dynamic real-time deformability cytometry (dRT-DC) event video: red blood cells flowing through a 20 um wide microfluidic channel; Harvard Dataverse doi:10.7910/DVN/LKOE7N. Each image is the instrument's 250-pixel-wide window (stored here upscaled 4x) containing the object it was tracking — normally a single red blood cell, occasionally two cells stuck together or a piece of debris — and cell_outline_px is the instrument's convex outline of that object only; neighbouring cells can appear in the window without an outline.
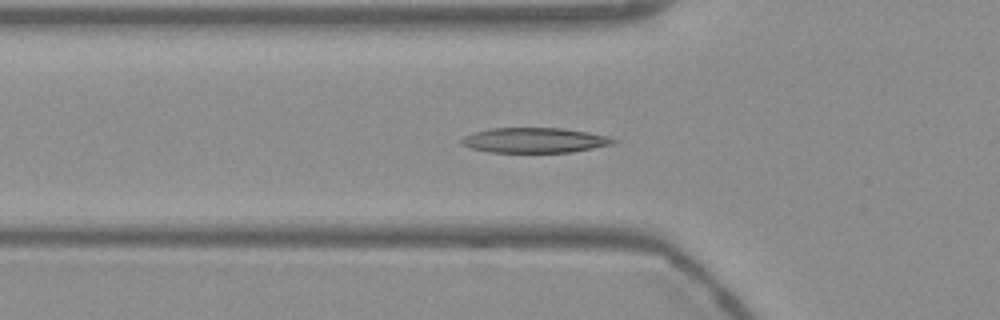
{"species": "Egyptian fruit bat (a non-hibernating species)", "species_latin": "Rousettus aegyptiacus", "temperature_condition": "warm", "stored_images_in_passage": 43, "camera_frame_rate_fps": 3000, "um_per_image_px": 0.085, "frame": {"image": 1, "passage_image": 12, "time_ms": 3.667, "image_size_px": [1000, 320], "cell_outline_px": [[620, 140], [616, 144], [572, 152], [492, 152], [472, 148], [460, 144], [460, 140], [464, 136], [472, 132], [492, 128], [564, 128], [588, 132], [608, 136]], "centroid_in_image_um": [45.49, 11.92], "position_along_channel_um": 80.3, "area_um2": 22.37}}
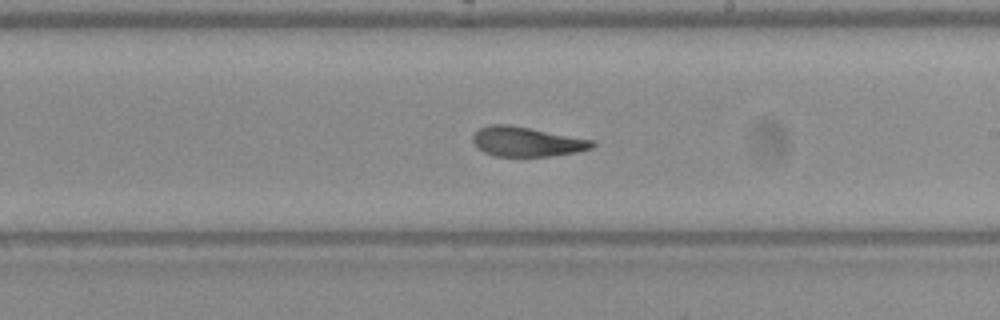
{"frame": {"image": 2, "passage_image": 25, "time_ms": 8.0, "image_size_px": [1000, 320], "cell_outline_px": [[596, 144], [592, 148], [576, 152], [552, 156], [496, 156], [484, 152], [476, 148], [472, 140], [472, 136], [480, 128], [492, 124], [512, 124], [596, 140]], "centroid_in_image_um": [44.8, 12.03], "position_along_channel_um": 244.2, "area_um2": 20.98}}
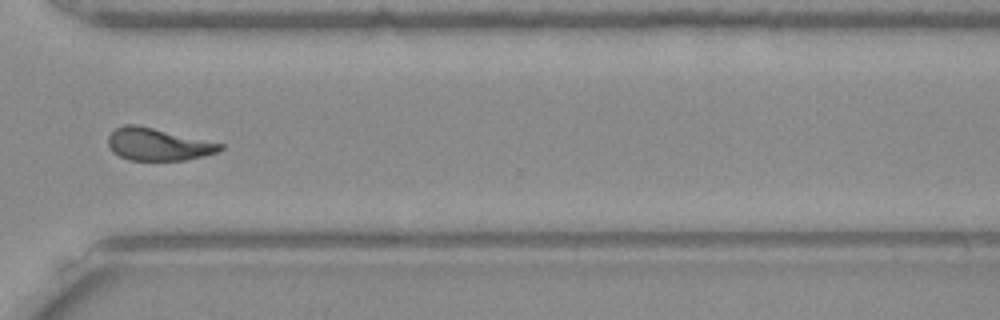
{"frame": {"image": 3, "passage_image": 34, "time_ms": 11.0, "image_size_px": [1000, 320], "cell_outline_px": [[224, 148], [220, 152], [184, 160], [128, 160], [112, 152], [108, 144], [108, 136], [116, 128], [124, 124], [136, 124], [224, 144]], "centroid_in_image_um": [13.43, 12.27], "position_along_channel_um": 357.2, "area_um2": 21.1}, "authors_computed_cell_mechanics": {"area_um2": 21.9062, "velocity_mm_per_s": 3.7506, "shape_relaxation_time_tau1_ms": 4.0085, "shape_relaxation_time_tau2_ms": 2.0207, "deformation_change_tau1": 0.1802, "deformation_change_tau2": 0.105}}